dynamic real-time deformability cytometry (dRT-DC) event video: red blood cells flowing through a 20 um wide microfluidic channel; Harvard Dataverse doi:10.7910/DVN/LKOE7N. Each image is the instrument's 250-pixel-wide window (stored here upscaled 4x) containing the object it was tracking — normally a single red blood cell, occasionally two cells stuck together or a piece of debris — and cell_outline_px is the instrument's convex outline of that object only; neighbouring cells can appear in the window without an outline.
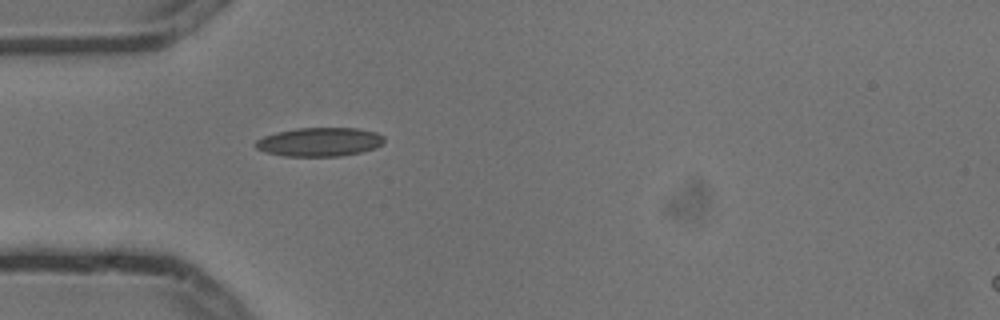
{"species": "common noctule bat (a hibernating species)", "species_latin": "Nyctalus noctula", "temperature_condition": "cold", "stored_images_in_passage": 1, "camera_frame_rate_fps": 3000, "um_per_image_px": 0.085, "animal": {"sex": "male", "body_mass_g": 13.3}, "frame": {"image": 1, "passage_image": 1, "time_ms": 0.0, "image_size_px": [1000, 320], "cell_outline_px": [[384, 144], [376, 148], [360, 152], [340, 156], [284, 156], [268, 152], [256, 148], [256, 140], [264, 136], [276, 132], [296, 128], [356, 128], [376, 132], [384, 136]], "centroid_in_image_um": [27.2, 12.06], "position_along_channel_um": 57.8, "area_um2": 21.56}}